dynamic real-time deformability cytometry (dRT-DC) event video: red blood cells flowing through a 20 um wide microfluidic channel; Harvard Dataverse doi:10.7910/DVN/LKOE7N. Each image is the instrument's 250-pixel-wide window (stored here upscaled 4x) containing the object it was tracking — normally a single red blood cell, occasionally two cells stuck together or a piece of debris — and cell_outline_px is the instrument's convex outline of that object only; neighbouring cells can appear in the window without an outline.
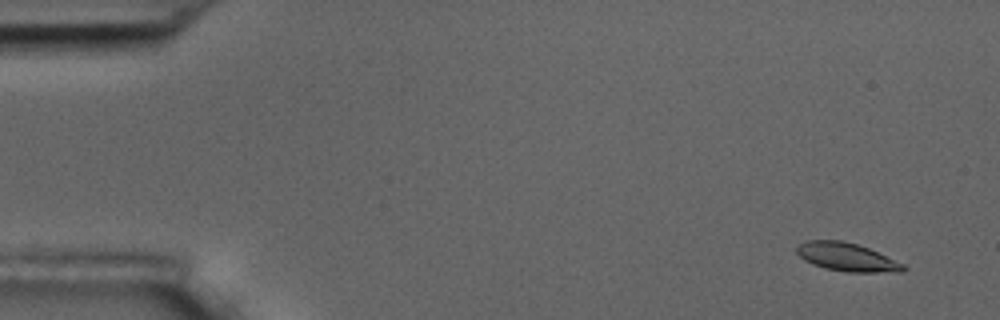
{"species": "common noctule bat (a hibernating species)", "species_latin": "Nyctalus noctula", "temperature_condition": "room temperature", "stored_images_in_passage": 5, "camera_frame_rate_fps": 3000, "um_per_image_px": 0.085, "animal": {"sex": "male", "body_mass_g": 17.5, "forearm_length_mm": 52.3}, "frame": {"image": 1, "passage_image": 2, "time_ms": 1.0, "image_size_px": [1000, 320], "cell_outline_px": [[908, 268], [904, 272], [844, 272], [824, 268], [812, 264], [804, 260], [796, 252], [796, 244], [804, 240], [840, 240], [856, 244], [868, 248], [904, 264]], "centroid_in_image_um": [71.95, 21.85], "position_along_channel_um": 13.1, "area_um2": 17.74}}
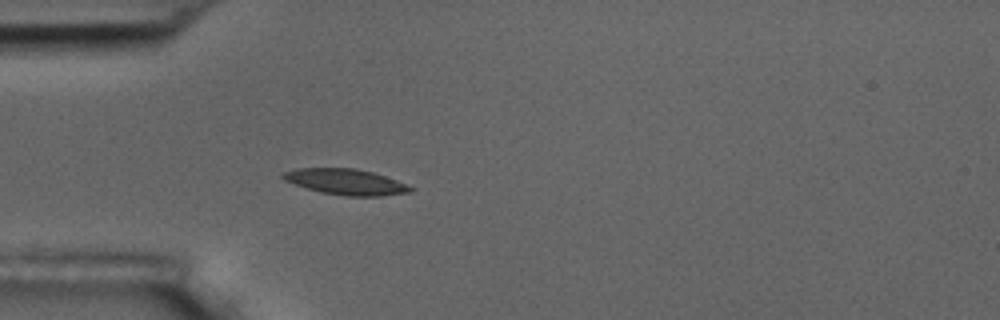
{"frame": {"image": 2, "passage_image": 5, "time_ms": 5.333, "image_size_px": [1000, 320], "cell_outline_px": [[416, 188], [412, 192], [380, 196], [344, 196], [320, 192], [284, 180], [280, 176], [284, 172], [300, 168], [356, 168], [372, 172], [396, 180]], "centroid_in_image_um": [29.43, 15.46], "position_along_channel_um": 55.6, "area_um2": 19.07}}